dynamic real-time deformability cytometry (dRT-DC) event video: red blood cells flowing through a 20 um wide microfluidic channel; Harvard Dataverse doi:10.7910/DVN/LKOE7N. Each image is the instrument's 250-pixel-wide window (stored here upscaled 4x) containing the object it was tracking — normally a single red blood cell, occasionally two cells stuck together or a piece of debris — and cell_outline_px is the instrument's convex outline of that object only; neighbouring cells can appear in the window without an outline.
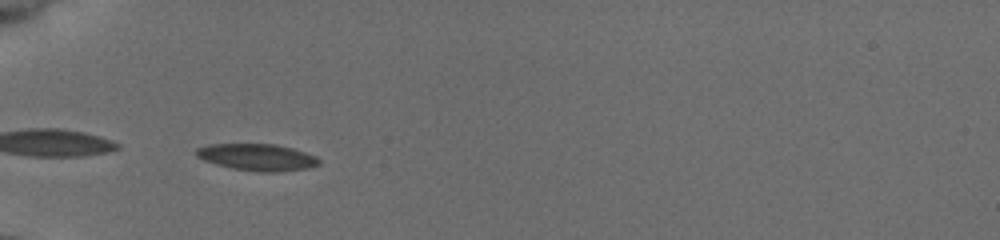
{"species": "common noctule bat (a hibernating species)", "species_latin": "Nyctalus noctula", "temperature_condition": "cold", "stored_images_in_passage": 36, "camera_frame_rate_fps": 3000, "um_per_image_px": 0.085, "animal": {"sex": "female", "body_mass_g": 19.5, "forearm_length_mm": 54.1}, "frame": {"image": 1, "passage_image": 1, "time_ms": 0.0, "image_size_px": [1000, 240], "cell_outline_px": [[320, 164], [308, 168], [276, 172], [260, 172], [232, 168], [216, 164], [204, 160], [196, 156], [196, 148], [208, 144], [276, 144], [292, 148], [316, 156], [320, 160]], "centroid_in_image_um": [21.86, 13.36], "position_along_channel_um": 63.1, "area_um2": 19.13}}
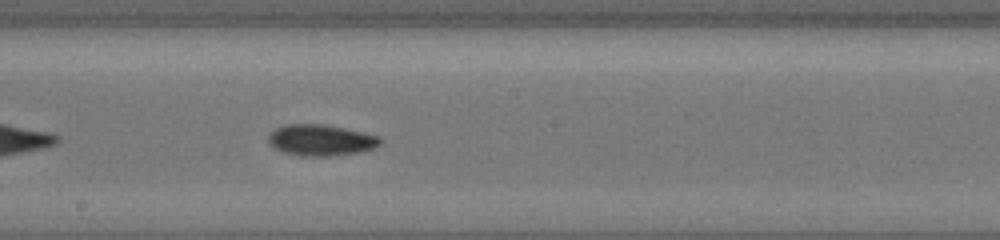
{"frame": {"image": 2, "passage_image": 14, "time_ms": 4.333, "image_size_px": [1000, 240], "cell_outline_px": [[380, 144], [376, 148], [360, 152], [328, 156], [300, 156], [284, 152], [268, 144], [268, 136], [276, 128], [284, 124], [324, 124], [380, 136]], "centroid_in_image_um": [27.26, 11.91], "position_along_channel_um": 220.9, "area_um2": 20.29}}
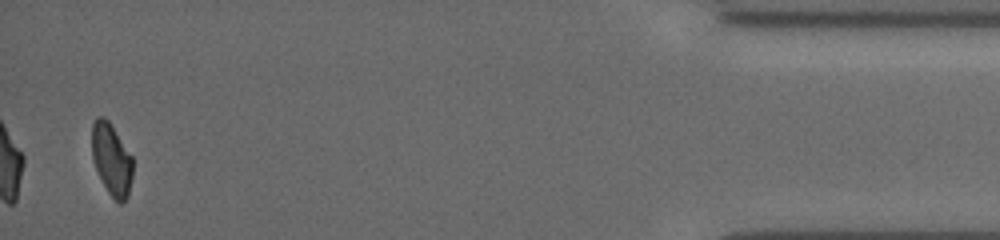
{"frame": {"image": 3, "passage_image": 35, "time_ms": 11.333, "image_size_px": [1000, 240], "cell_outline_px": [[132, 176], [128, 196], [120, 204], [108, 192], [92, 160], [92, 124], [96, 116], [104, 116], [108, 120], [132, 156]], "centroid_in_image_um": [9.47, 13.52], "position_along_channel_um": 425.7, "area_um2": 16.94}, "authors_computed_cell_mechanics": {"area_um2": 19.2474, "velocity_mm_per_s": 3.8792, "shape_relaxation_time_tau1_ms": 5.7515, "shape_relaxation_time_tau2_ms": null, "deformation_change_tau1": 0.1301, "deformation_change_tau2": null}}